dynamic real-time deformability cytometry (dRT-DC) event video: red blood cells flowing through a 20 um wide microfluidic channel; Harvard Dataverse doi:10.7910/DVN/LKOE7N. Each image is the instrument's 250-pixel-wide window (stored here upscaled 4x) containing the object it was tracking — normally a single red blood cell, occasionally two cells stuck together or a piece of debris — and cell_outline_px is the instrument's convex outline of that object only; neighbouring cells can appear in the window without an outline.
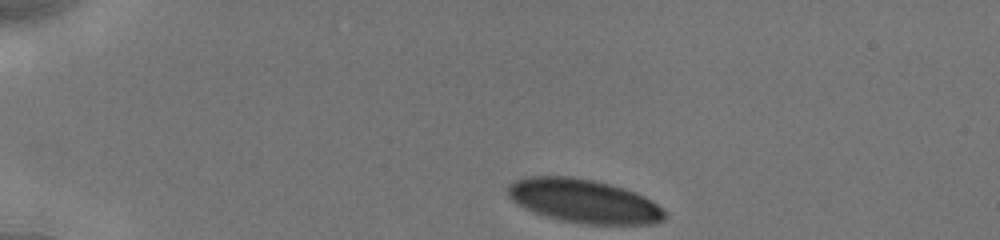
{"species": "human", "species_latin": "Homo sapiens", "temperature_condition": "cold", "stored_images_in_passage": 29, "camera_frame_rate_fps": 3000, "um_per_image_px": 0.085, "donor": {"sex": "male"}, "frame": {"image": 1, "passage_image": 1, "time_ms": 0.0, "image_size_px": [1000, 240], "cell_outline_px": [[668, 216], [664, 220], [652, 224], [584, 224], [560, 220], [544, 216], [524, 208], [512, 200], [508, 196], [508, 188], [516, 180], [528, 176], [568, 176], [592, 180], [624, 188], [636, 192], [652, 200]], "centroid_in_image_um": [49.64, 17.1], "position_along_channel_um": 35.4, "area_um2": 39.82}}
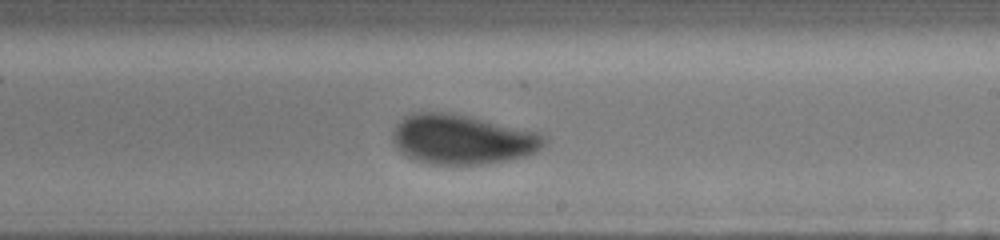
{"frame": {"image": 2, "passage_image": 17, "time_ms": 7.333, "image_size_px": [1000, 240], "cell_outline_px": [[548, 140], [536, 152], [524, 156], [508, 160], [484, 164], [428, 164], [416, 160], [400, 152], [396, 148], [392, 140], [392, 128], [404, 116], [412, 112], [448, 112], [468, 116], [536, 132], [544, 136]], "centroid_in_image_um": [39.22, 11.85], "position_along_channel_um": 249.8, "area_um2": 43.87}}
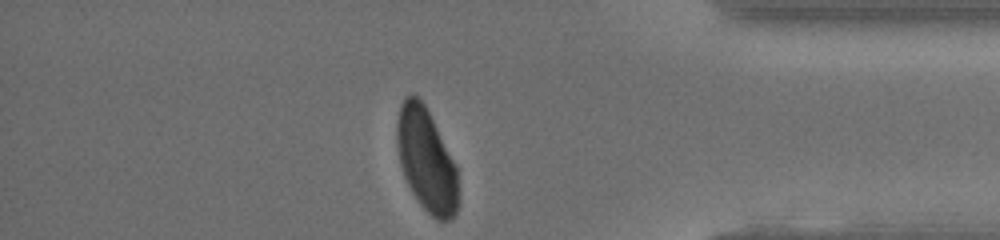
{"frame": {"image": 3, "passage_image": 29, "time_ms": 11.667, "image_size_px": [1000, 240], "cell_outline_px": [[456, 212], [452, 220], [436, 220], [420, 204], [412, 192], [404, 176], [400, 164], [396, 144], [396, 120], [400, 104], [404, 96], [408, 92], [412, 92], [424, 104], [456, 164]], "centroid_in_image_um": [36.19, 13.55], "position_along_channel_um": 399.0, "area_um2": 36.65}, "authors_computed_cell_mechanics": {"area_um2": 42.4252, "velocity_mm_per_s": 3.8854, "shape_relaxation_time_tau1_ms": 4.7788, "shape_relaxation_time_tau2_ms": null, "deformation_change_tau1": 0.1383, "deformation_change_tau2": null}}